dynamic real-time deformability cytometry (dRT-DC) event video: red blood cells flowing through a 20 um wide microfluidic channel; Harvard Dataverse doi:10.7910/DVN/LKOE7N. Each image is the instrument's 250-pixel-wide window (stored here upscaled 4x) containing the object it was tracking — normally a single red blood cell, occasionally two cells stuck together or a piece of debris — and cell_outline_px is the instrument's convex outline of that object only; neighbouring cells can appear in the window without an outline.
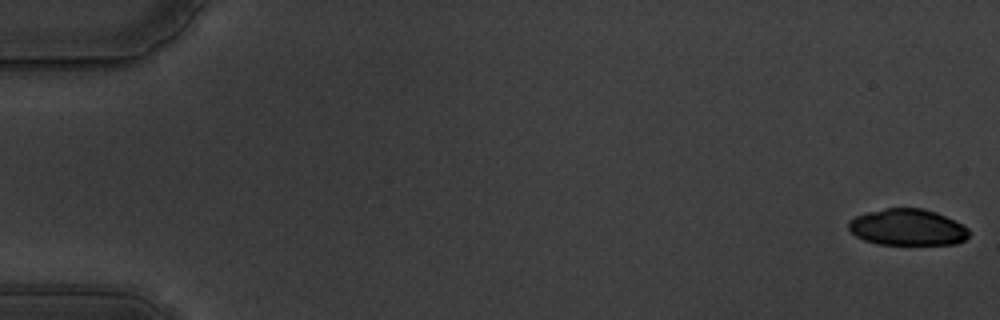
{"species": "common noctule bat (a hibernating species)", "species_latin": "Nyctalus noctula", "temperature_condition": "warm", "stored_images_in_passage": 9, "camera_frame_rate_fps": 3000, "um_per_image_px": 0.085, "animal": {"sex": "male", "body_mass_g": 19.5, "forearm_length_mm": 54.6}, "frame": {"image": 1, "passage_image": 1, "time_ms": 0.0, "image_size_px": [1000, 320], "cell_outline_px": [[968, 236], [964, 240], [956, 244], [876, 244], [864, 240], [856, 236], [848, 228], [848, 220], [856, 216], [868, 212], [884, 208], [924, 208], [936, 212], [968, 228]], "centroid_in_image_um": [77.1, 19.32], "position_along_channel_um": 7.9, "area_um2": 25.43}}